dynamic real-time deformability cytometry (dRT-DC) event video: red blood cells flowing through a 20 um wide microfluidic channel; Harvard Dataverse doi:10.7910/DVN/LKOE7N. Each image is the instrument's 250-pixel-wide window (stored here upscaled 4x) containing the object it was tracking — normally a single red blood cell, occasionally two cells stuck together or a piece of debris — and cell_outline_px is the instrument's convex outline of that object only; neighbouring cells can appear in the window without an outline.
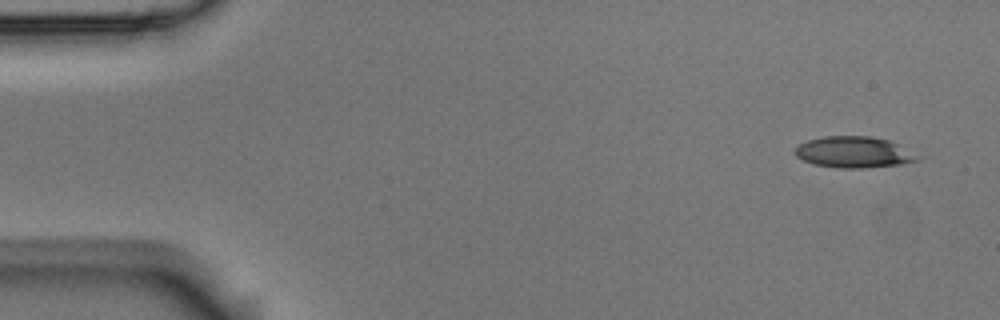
{"species": "Egyptian fruit bat (a non-hibernating species)", "species_latin": "Rousettus aegyptiacus", "temperature_condition": "room temperature", "stored_images_in_passage": 6, "camera_frame_rate_fps": 3000, "um_per_image_px": 0.085, "animal": {"sex": "male"}, "frame": {"image": 1, "passage_image": 1, "time_ms": 0.0, "image_size_px": [1000, 320], "cell_outline_px": [[920, 160], [900, 164], [860, 168], [836, 168], [816, 164], [804, 160], [796, 156], [796, 148], [800, 144], [808, 140], [824, 136], [872, 136], [888, 140], [920, 156]], "centroid_in_image_um": [72.58, 12.93], "position_along_channel_um": 12.4, "area_um2": 21.96}}
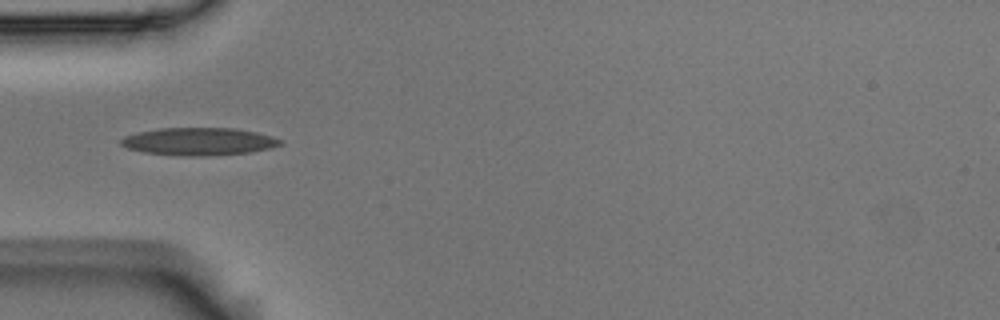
{"frame": {"image": 2, "passage_image": 5, "time_ms": 1.333, "image_size_px": [1000, 320], "cell_outline_px": [[284, 144], [272, 148], [252, 152], [208, 156], [184, 156], [144, 152], [128, 148], [120, 144], [120, 140], [124, 136], [136, 132], [160, 128], [236, 128], [256, 132], [272, 136], [284, 140]], "centroid_in_image_um": [16.95, 12.03], "position_along_channel_um": 68.0, "area_um2": 25.95}}
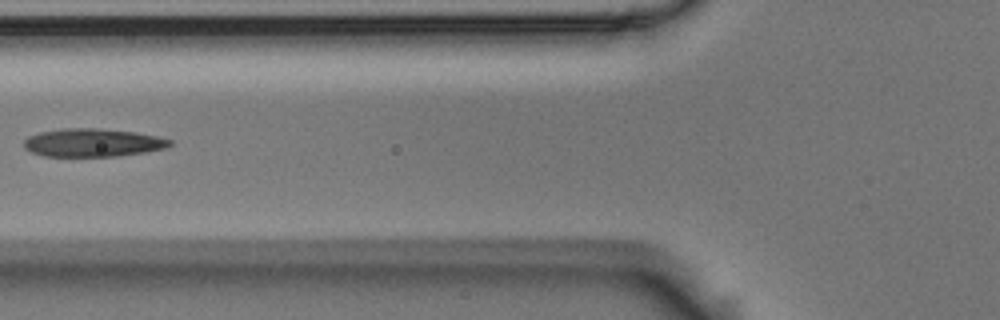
{"frame": {"image": 3, "passage_image": 6, "time_ms": 1.667, "image_size_px": [1000, 320], "cell_outline_px": [[172, 144], [168, 148], [120, 156], [44, 156], [32, 152], [24, 148], [24, 140], [28, 136], [40, 132], [64, 128], [96, 128], [132, 132], [156, 136], [172, 140]], "centroid_in_image_um": [7.88, 12.13], "position_along_channel_um": 117.9, "area_um2": 23.87}}